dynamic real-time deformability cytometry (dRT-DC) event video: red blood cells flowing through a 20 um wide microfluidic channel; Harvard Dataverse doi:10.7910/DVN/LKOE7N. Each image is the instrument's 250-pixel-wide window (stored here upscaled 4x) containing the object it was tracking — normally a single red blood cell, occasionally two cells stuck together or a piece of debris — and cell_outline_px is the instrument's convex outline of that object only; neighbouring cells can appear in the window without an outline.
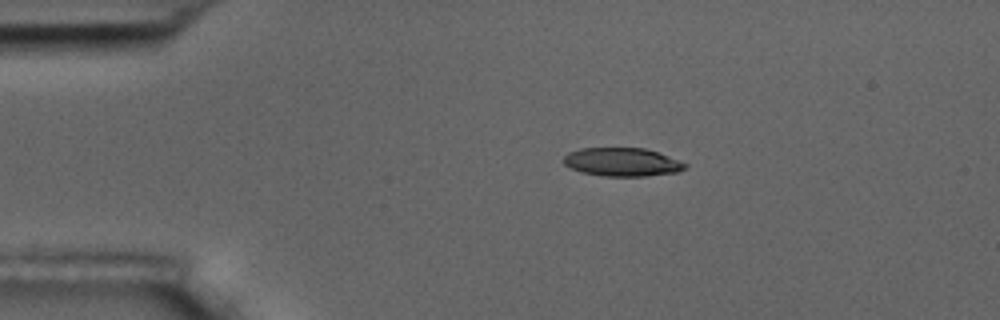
{"species": "common noctule bat (a hibernating species)", "species_latin": "Nyctalus noctula", "temperature_condition": "room temperature", "stored_images_in_passage": 5, "camera_frame_rate_fps": 3000, "um_per_image_px": 0.085, "animal": {"sex": "male", "body_mass_g": 17.5, "forearm_length_mm": 52.3}, "frame": {"image": 1, "passage_image": 1, "time_ms": 0.0, "image_size_px": [1000, 320], "cell_outline_px": [[688, 168], [676, 172], [644, 176], [604, 176], [580, 172], [564, 164], [564, 156], [568, 152], [580, 148], [644, 148], [656, 152], [688, 164]], "centroid_in_image_um": [52.86, 13.77], "position_along_channel_um": 32.1, "area_um2": 20.0}}
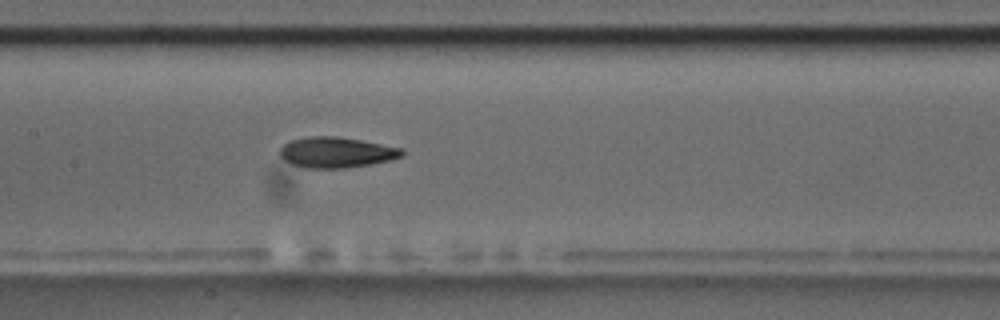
{"frame": {"image": 2, "passage_image": 5, "time_ms": 5.333, "image_size_px": [1000, 320], "cell_outline_px": [[404, 156], [372, 164], [344, 168], [304, 168], [292, 164], [284, 160], [280, 156], [280, 148], [288, 140], [312, 136], [336, 136], [360, 140], [400, 148], [404, 152]], "centroid_in_image_um": [28.54, 12.95], "position_along_channel_um": 178.9, "area_um2": 21.73}}